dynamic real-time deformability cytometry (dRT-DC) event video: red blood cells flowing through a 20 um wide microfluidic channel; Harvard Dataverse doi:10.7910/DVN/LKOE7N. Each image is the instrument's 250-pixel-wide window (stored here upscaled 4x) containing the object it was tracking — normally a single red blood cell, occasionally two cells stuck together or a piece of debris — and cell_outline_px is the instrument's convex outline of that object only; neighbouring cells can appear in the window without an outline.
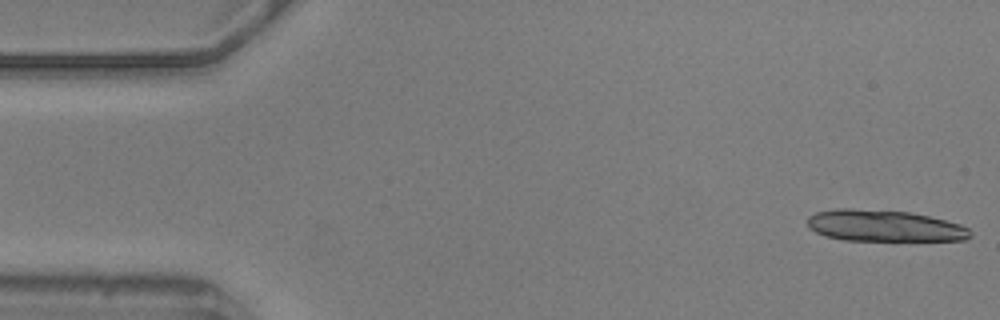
{"species": "common noctule bat (a hibernating species)", "species_latin": "Nyctalus noctula", "temperature_condition": "warm", "stored_images_in_passage": 14, "camera_frame_rate_fps": 3000, "um_per_image_px": 0.085, "animal": {"sex": "male", "body_mass_g": 20.5, "forearm_length_mm": 52.5}, "frame": {"image": 1, "passage_image": 1, "time_ms": 0.0, "image_size_px": [1000, 320], "cell_outline_px": [[972, 236], [964, 240], [844, 240], [824, 236], [808, 228], [808, 216], [816, 212], [840, 208], [848, 208], [908, 212], [928, 216], [960, 224], [968, 228], [972, 232]], "centroid_in_image_um": [75.14, 19.2], "position_along_channel_um": 9.9, "area_um2": 29.71}}